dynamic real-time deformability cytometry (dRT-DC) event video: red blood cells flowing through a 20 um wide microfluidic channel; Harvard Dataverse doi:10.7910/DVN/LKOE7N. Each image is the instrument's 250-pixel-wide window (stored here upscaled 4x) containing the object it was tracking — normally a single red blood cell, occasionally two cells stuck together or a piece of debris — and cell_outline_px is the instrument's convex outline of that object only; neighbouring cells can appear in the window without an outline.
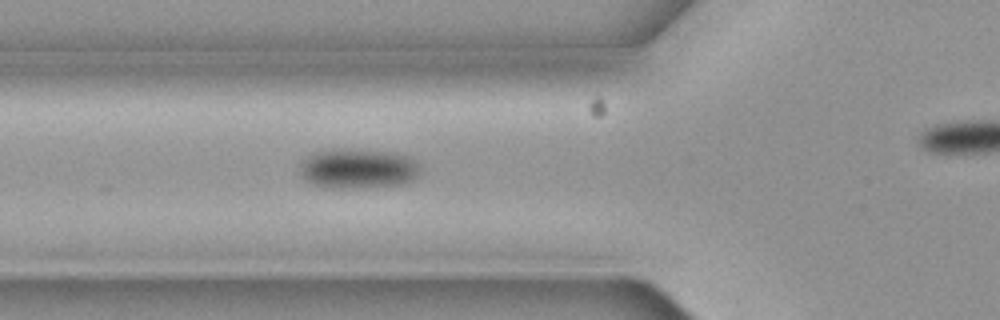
{"species": "common noctule bat (a hibernating species)", "species_latin": "Nyctalus noctula", "temperature_condition": "cold", "stored_images_in_passage": 5, "segment_of_instrument_passage": [1, 2], "camera_frame_rate_fps": 3000, "um_per_image_px": 0.085, "animal": {"sex": "female", "body_mass_g": 19.3, "forearm_length_mm": 54.1}, "frame": {"image": 1, "passage_image": 4, "time_ms": 1.0, "image_size_px": [1000, 320], "cell_outline_px": [[420, 172], [412, 180], [400, 184], [356, 188], [324, 188], [312, 184], [304, 180], [300, 172], [300, 164], [312, 152], [324, 148], [344, 148], [396, 152], [408, 156], [420, 164]], "centroid_in_image_um": [30.39, 14.31], "position_along_channel_um": 95.4, "area_um2": 28.61}}